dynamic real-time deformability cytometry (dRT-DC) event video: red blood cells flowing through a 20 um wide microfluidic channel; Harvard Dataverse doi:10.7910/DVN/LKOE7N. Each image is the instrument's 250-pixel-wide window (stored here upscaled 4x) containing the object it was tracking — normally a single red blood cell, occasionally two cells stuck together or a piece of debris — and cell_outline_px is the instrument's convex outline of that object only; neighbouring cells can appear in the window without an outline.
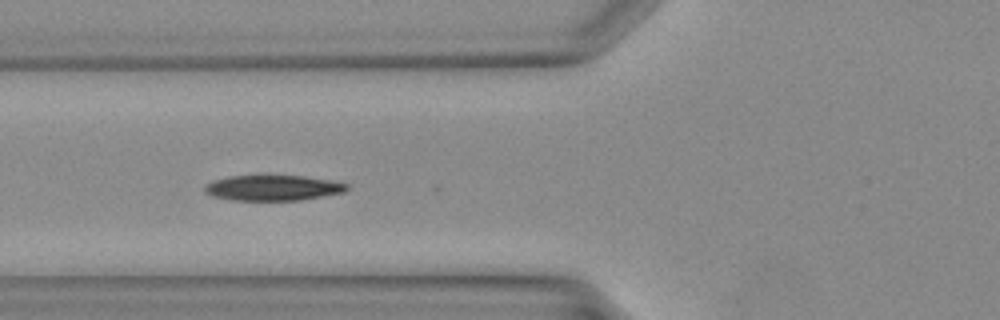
{"species": "Egyptian fruit bat (a non-hibernating species)", "species_latin": "Rousettus aegyptiacus", "temperature_condition": "warm", "stored_images_in_passage": 29, "segment_of_instrument_passage": [1, 2], "camera_frame_rate_fps": 3000, "um_per_image_px": 0.085, "animal": {"sex": "female"}, "frame": {"image": 1, "passage_image": 5, "time_ms": 1.333, "image_size_px": [1000, 320], "cell_outline_px": [[348, 188], [344, 192], [300, 200], [232, 200], [212, 196], [204, 192], [204, 184], [212, 180], [228, 176], [304, 176], [328, 180], [348, 184]], "centroid_in_image_um": [23.13, 15.97], "position_along_channel_um": 102.7, "area_um2": 20.98}}
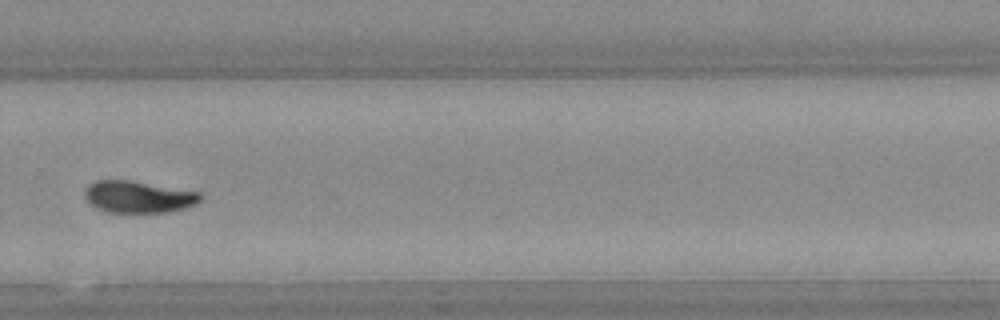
{"frame": {"image": 2, "passage_image": 17, "time_ms": 5.333, "image_size_px": [1000, 320], "cell_outline_px": [[200, 200], [196, 204], [184, 208], [168, 212], [108, 212], [96, 208], [84, 196], [84, 192], [88, 184], [96, 180], [128, 180], [200, 192]], "centroid_in_image_um": [11.74, 16.73], "position_along_channel_um": 318.1, "area_um2": 21.27}}
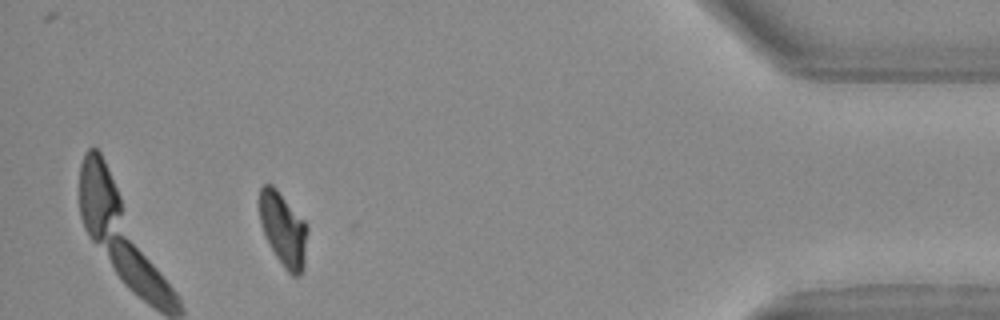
{"frame": {"image": 3, "passage_image": 25, "time_ms": 8.0, "image_size_px": [1000, 320], "cell_outline_px": [[308, 228], [304, 268], [300, 276], [292, 276], [284, 268], [276, 256], [264, 236], [260, 224], [260, 188], [264, 184], [272, 184], [276, 188], [304, 220]], "centroid_in_image_um": [24.09, 19.52], "position_along_channel_um": 411.1, "area_um2": 20.69}}